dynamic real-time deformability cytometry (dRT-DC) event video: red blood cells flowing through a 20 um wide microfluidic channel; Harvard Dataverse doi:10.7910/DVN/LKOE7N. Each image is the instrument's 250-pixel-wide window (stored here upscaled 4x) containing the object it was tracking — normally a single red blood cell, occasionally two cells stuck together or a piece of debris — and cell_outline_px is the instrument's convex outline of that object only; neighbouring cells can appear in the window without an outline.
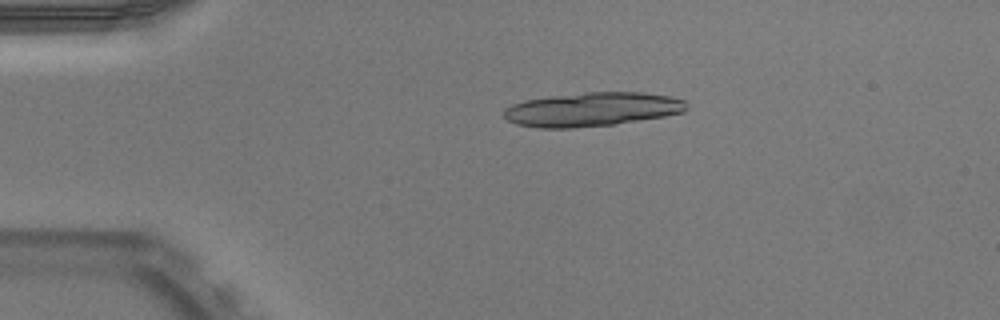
{"species": "Egyptian fruit bat (a non-hibernating species)", "species_latin": "Rousettus aegyptiacus", "temperature_condition": "warm", "stored_images_in_passage": 18, "camera_frame_rate_fps": 3000, "um_per_image_px": 0.085, "animal": {"sex": "male"}, "frame": {"image": 1, "passage_image": 11, "time_ms": 3.333, "image_size_px": [1000, 320], "cell_outline_px": [[688, 108], [684, 112], [664, 116], [612, 124], [572, 128], [540, 128], [516, 124], [508, 120], [504, 116], [504, 108], [512, 104], [524, 100], [552, 96], [584, 92], [644, 92], [672, 96], [684, 100]], "centroid_in_image_um": [50.33, 9.28], "position_along_channel_um": 34.7, "area_um2": 36.13}}